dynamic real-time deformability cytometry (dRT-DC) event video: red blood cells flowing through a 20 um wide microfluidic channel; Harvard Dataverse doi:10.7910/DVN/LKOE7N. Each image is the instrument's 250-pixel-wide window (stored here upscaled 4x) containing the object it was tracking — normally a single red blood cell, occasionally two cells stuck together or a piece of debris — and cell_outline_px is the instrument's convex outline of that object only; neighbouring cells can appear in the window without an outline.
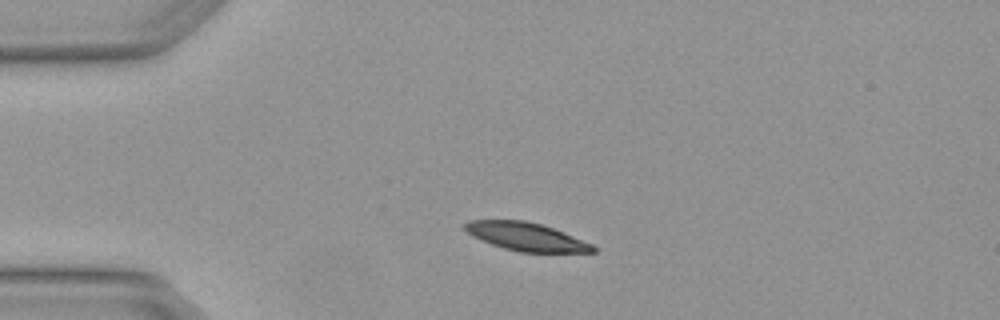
{"species": "Egyptian fruit bat (a non-hibernating species)", "species_latin": "Rousettus aegyptiacus", "temperature_condition": "warm", "stored_images_in_passage": 3, "camera_frame_rate_fps": 3000, "um_per_image_px": 0.085, "animal": {"sex": "female"}, "frame": {"image": 1, "passage_image": 2, "time_ms": 0.333, "image_size_px": [1000, 320], "cell_outline_px": [[596, 252], [520, 252], [504, 248], [492, 244], [472, 236], [464, 228], [464, 224], [468, 220], [524, 220], [540, 224], [552, 228], [592, 244], [596, 248]], "centroid_in_image_um": [44.7, 20.11], "position_along_channel_um": 40.3, "area_um2": 20.69}}
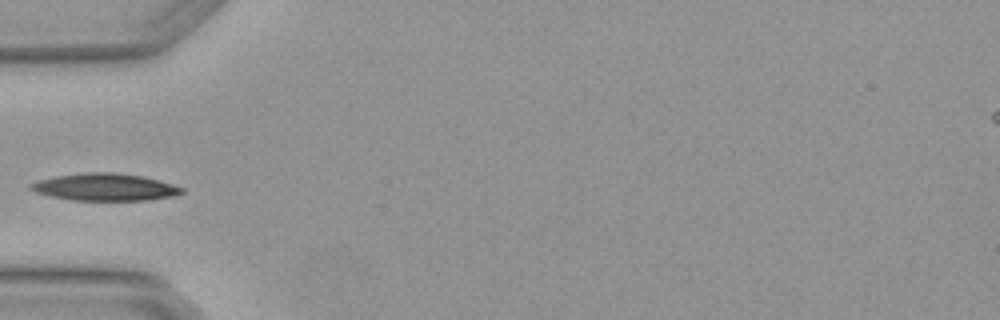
{"frame": {"image": 2, "passage_image": 3, "time_ms": 0.667, "image_size_px": [1000, 320], "cell_outline_px": [[184, 192], [172, 196], [148, 200], [72, 200], [52, 196], [36, 192], [28, 188], [28, 184], [40, 180], [56, 176], [84, 172], [116, 172], [144, 176], [160, 180], [184, 188]], "centroid_in_image_um": [8.93, 15.89], "position_along_channel_um": 76.1, "area_um2": 23.99}}